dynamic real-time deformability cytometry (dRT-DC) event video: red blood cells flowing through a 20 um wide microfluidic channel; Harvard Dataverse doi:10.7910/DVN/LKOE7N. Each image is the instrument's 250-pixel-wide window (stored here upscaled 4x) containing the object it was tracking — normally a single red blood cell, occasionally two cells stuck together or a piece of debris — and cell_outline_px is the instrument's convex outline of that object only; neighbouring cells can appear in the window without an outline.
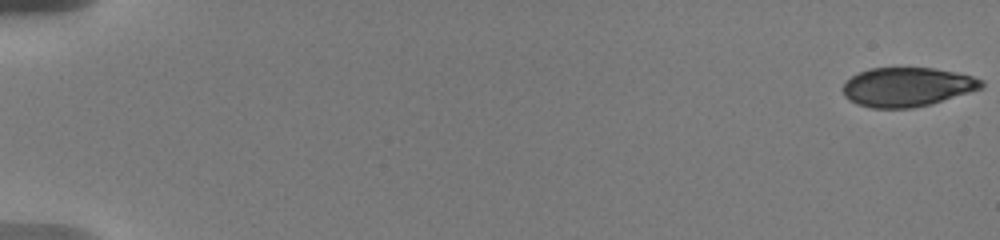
{"species": "human", "species_latin": "Homo sapiens", "temperature_condition": "warm", "stored_images_in_passage": 11, "camera_frame_rate_fps": 3000, "um_per_image_px": 0.085, "donor": {"sex": "male"}, "frame": {"image": 1, "passage_image": 1, "time_ms": 0.0, "image_size_px": [1000, 240], "cell_outline_px": [[984, 88], [932, 104], [912, 108], [872, 108], [856, 104], [848, 100], [844, 96], [840, 88], [852, 76], [868, 68], [932, 68], [972, 76], [984, 80]], "centroid_in_image_um": [77.1, 7.4], "position_along_channel_um": 7.9, "area_um2": 31.79}}
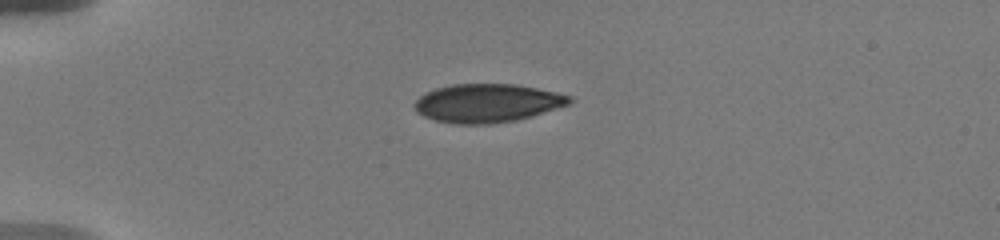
{"frame": {"image": 2, "passage_image": 10, "time_ms": 5.0, "image_size_px": [1000, 240], "cell_outline_px": [[572, 104], [532, 116], [516, 120], [488, 124], [456, 124], [436, 120], [424, 116], [416, 112], [412, 104], [424, 92], [436, 88], [452, 84], [516, 84], [556, 92], [572, 96]], "centroid_in_image_um": [41.42, 8.76], "position_along_channel_um": 43.6, "area_um2": 34.97}}